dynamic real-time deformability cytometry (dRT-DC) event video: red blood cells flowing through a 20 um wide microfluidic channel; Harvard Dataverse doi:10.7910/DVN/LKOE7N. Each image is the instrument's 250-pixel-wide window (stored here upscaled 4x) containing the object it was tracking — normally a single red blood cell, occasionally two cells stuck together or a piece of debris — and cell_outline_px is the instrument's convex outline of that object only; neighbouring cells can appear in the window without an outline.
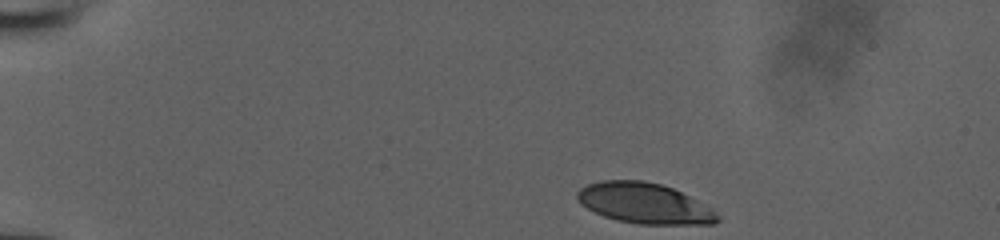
{"species": "human", "species_latin": "Homo sapiens", "temperature_condition": "room temperature", "stored_images_in_passage": 37, "camera_frame_rate_fps": 3000, "um_per_image_px": 0.085, "donor": {"sex": "male"}, "frame": {"image": 1, "passage_image": 1, "time_ms": 0.0, "image_size_px": [1000, 240], "cell_outline_px": [[720, 220], [712, 224], [640, 224], [616, 220], [604, 216], [580, 204], [576, 196], [576, 192], [580, 188], [588, 184], [600, 180], [644, 180], [660, 184], [672, 188], [696, 200], [720, 216]], "centroid_in_image_um": [54.72, 17.27], "position_along_channel_um": 30.3, "area_um2": 32.83}}
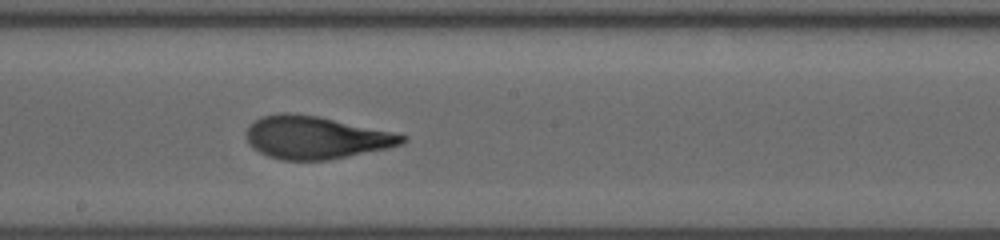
{"frame": {"image": 2, "passage_image": 22, "time_ms": 7.0, "image_size_px": [1000, 240], "cell_outline_px": [[408, 140], [404, 144], [388, 148], [328, 160], [280, 160], [268, 156], [252, 148], [244, 132], [260, 116], [280, 112], [288, 112], [320, 116], [408, 136]], "centroid_in_image_um": [26.83, 11.68], "position_along_channel_um": 221.4, "area_um2": 38.84}}
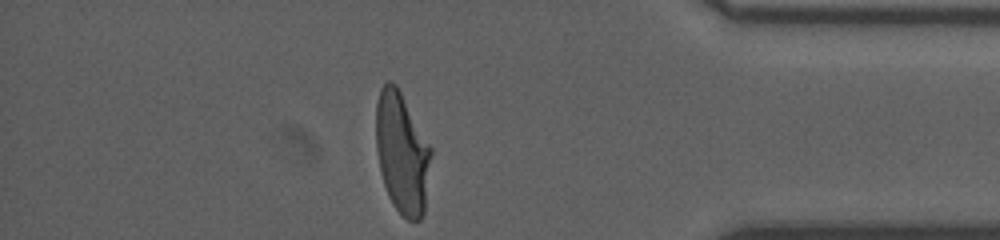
{"frame": {"image": 3, "passage_image": 37, "time_ms": 12.0, "image_size_px": [1000, 240], "cell_outline_px": [[432, 152], [424, 212], [420, 220], [408, 220], [392, 204], [388, 196], [380, 172], [376, 148], [376, 104], [380, 88], [388, 80], [392, 80], [396, 84], [432, 148]], "centroid_in_image_um": [34.16, 12.99], "position_along_channel_um": 401.0, "area_um2": 38.9}}